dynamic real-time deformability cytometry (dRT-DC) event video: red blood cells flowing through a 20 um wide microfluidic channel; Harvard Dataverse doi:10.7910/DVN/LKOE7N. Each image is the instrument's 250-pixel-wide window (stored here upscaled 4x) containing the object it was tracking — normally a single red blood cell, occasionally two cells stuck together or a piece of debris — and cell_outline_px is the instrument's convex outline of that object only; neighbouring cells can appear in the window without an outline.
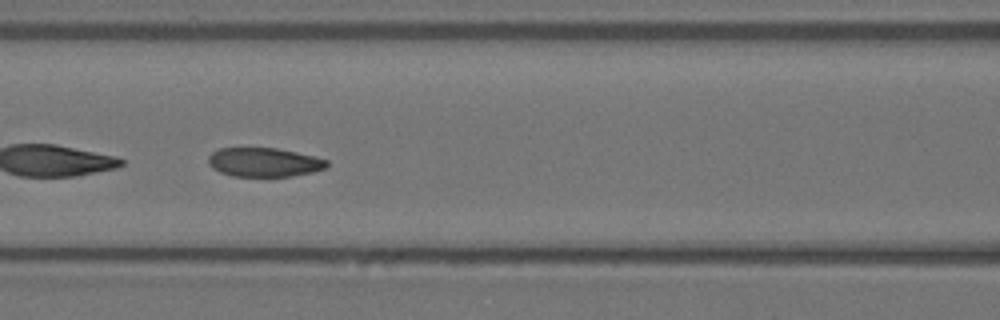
{"species": "Egyptian fruit bat (a non-hibernating species)", "species_latin": "Rousettus aegyptiacus", "temperature_condition": "warm", "stored_images_in_passage": 34, "camera_frame_rate_fps": 3000, "um_per_image_px": 0.085, "animal": {"sex": "female"}, "frame": {"image": 1, "passage_image": 14, "time_ms": 4.333, "image_size_px": [1000, 320], "cell_outline_px": [[328, 164], [324, 168], [312, 172], [292, 176], [232, 176], [220, 172], [212, 168], [208, 164], [208, 156], [212, 152], [220, 148], [276, 148], [316, 156], [328, 160]], "centroid_in_image_um": [22.43, 13.79], "position_along_channel_um": 144.2, "area_um2": 20.06}}
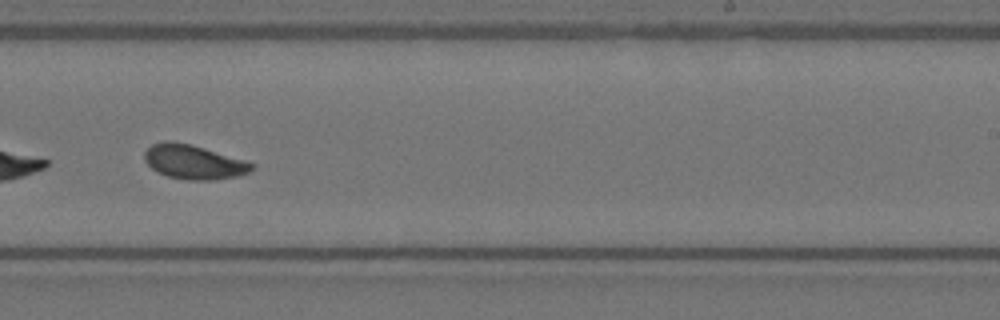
{"frame": {"image": 2, "passage_image": 25, "time_ms": 8.0, "image_size_px": [1000, 320], "cell_outline_px": [[256, 168], [248, 172], [236, 176], [212, 180], [188, 180], [168, 176], [156, 172], [144, 160], [144, 152], [152, 144], [164, 140], [172, 140], [192, 144], [244, 160], [252, 164]], "centroid_in_image_um": [16.42, 13.75], "position_along_channel_um": 272.6, "area_um2": 21.44}}
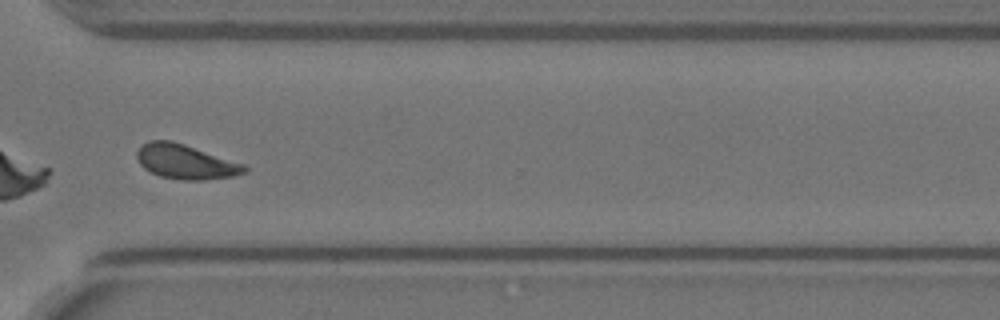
{"frame": {"image": 3, "passage_image": 32, "time_ms": 10.333, "image_size_px": [1000, 320], "cell_outline_px": [[248, 172], [236, 176], [204, 180], [180, 180], [160, 176], [144, 168], [140, 164], [136, 156], [136, 152], [140, 144], [148, 140], [172, 140], [244, 164], [248, 168]], "centroid_in_image_um": [15.77, 13.75], "position_along_channel_um": 354.8, "area_um2": 21.85}, "authors_computed_cell_mechanics": {"area_um2": 21.3282, "velocity_mm_per_s": 3.5209, "shape_relaxation_time_tau1_ms": null, "shape_relaxation_time_tau2_ms": 1.8666, "deformation_change_tau1": null, "deformation_change_tau2": 0.0674}}